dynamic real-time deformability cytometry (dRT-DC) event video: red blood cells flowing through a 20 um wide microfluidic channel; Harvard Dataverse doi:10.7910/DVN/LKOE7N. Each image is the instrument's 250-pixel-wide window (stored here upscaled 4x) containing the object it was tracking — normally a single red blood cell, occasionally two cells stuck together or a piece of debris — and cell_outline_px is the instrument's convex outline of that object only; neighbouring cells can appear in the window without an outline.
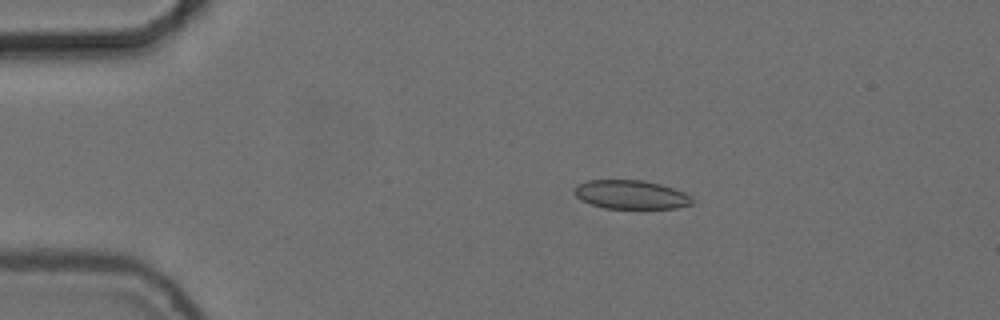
{"species": "common noctule bat (a hibernating species)", "species_latin": "Nyctalus noctula", "temperature_condition": "cold", "stored_images_in_passage": 54, "camera_frame_rate_fps": 3000, "um_per_image_px": 0.085, "animal": {"sex": "female", "body_mass_g": 24.6, "forearm_length_mm": 56.2}, "frame": {"image": 1, "passage_image": 10, "time_ms": 3.0, "image_size_px": [1000, 320], "cell_outline_px": [[692, 204], [676, 208], [604, 208], [592, 204], [576, 196], [572, 192], [572, 188], [576, 184], [588, 180], [644, 180], [660, 184], [684, 192], [692, 196]], "centroid_in_image_um": [53.6, 16.53], "position_along_channel_um": 31.4, "area_um2": 19.77}}
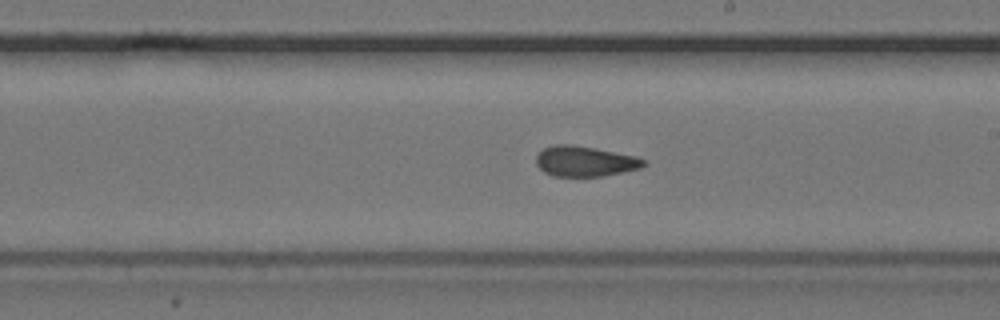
{"frame": {"image": 2, "passage_image": 31, "time_ms": 10.0, "image_size_px": [1000, 320], "cell_outline_px": [[648, 164], [640, 168], [600, 176], [552, 176], [544, 172], [536, 164], [536, 156], [544, 148], [556, 144], [572, 144], [596, 148], [636, 156], [644, 160]], "centroid_in_image_um": [49.7, 13.7], "position_along_channel_um": 239.3, "area_um2": 18.96}}
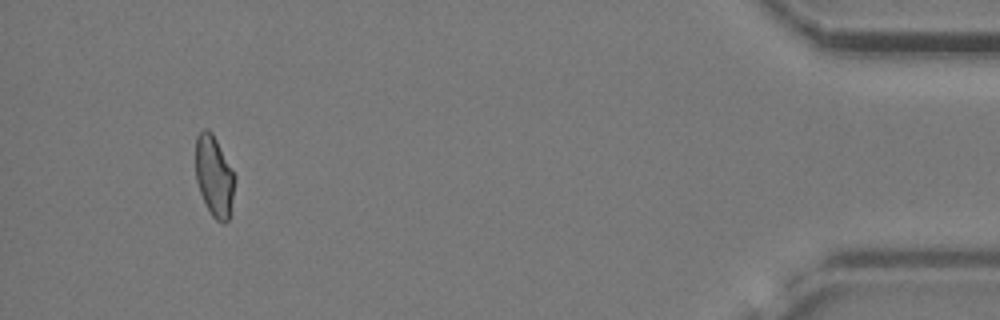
{"frame": {"image": 3, "passage_image": 51, "time_ms": 16.667, "image_size_px": [1000, 320], "cell_outline_px": [[236, 176], [228, 220], [224, 224], [216, 220], [212, 216], [200, 192], [196, 180], [196, 136], [204, 128], [208, 128], [212, 132]], "centroid_in_image_um": [18.2, 14.95], "position_along_channel_um": 417.0, "area_um2": 18.26}, "authors_computed_cell_mechanics": {"area_um2": 19.2474, "velocity_mm_per_s": 3.7301, "shape_relaxation_time_tau1_ms": null, "shape_relaxation_time_tau2_ms": 2.0684, "deformation_change_tau1": null, "deformation_change_tau2": 0.0808}}